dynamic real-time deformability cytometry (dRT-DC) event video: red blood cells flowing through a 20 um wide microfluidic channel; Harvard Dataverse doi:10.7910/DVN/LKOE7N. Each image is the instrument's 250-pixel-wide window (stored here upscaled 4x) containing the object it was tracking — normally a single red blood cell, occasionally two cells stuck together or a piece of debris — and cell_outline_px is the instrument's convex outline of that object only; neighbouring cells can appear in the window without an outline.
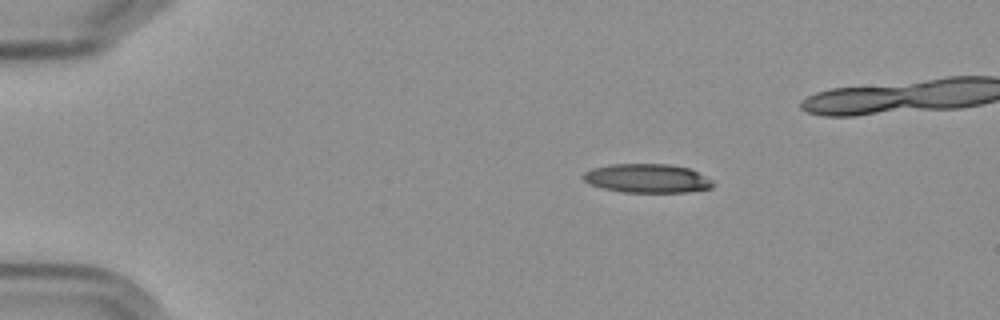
{"species": "Egyptian fruit bat (a non-hibernating species)", "species_latin": "Rousettus aegyptiacus", "temperature_condition": "cold", "stored_images_in_passage": 4, "camera_frame_rate_fps": 3000, "um_per_image_px": 0.085, "frame": {"image": 1, "passage_image": 1, "time_ms": 0.0, "image_size_px": [1000, 320], "cell_outline_px": [[716, 184], [712, 188], [688, 192], [620, 192], [604, 188], [592, 184], [584, 180], [580, 176], [584, 172], [592, 168], [608, 164], [668, 164], [692, 168], [712, 180]], "centroid_in_image_um": [55.04, 15.15], "position_along_channel_um": 30.0, "area_um2": 22.08}}